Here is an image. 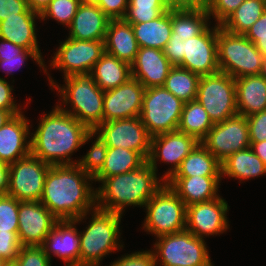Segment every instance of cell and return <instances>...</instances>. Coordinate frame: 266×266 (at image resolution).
<instances>
[{"label": "cell", "instance_id": "cell-1", "mask_svg": "<svg viewBox=\"0 0 266 266\" xmlns=\"http://www.w3.org/2000/svg\"><path fill=\"white\" fill-rule=\"evenodd\" d=\"M39 119L38 127L31 132V154L50 165H73L72 153L94 137L75 117L58 105Z\"/></svg>", "mask_w": 266, "mask_h": 266}, {"label": "cell", "instance_id": "cell-2", "mask_svg": "<svg viewBox=\"0 0 266 266\" xmlns=\"http://www.w3.org/2000/svg\"><path fill=\"white\" fill-rule=\"evenodd\" d=\"M92 181L94 178L77 164L51 165L40 202L59 221L80 218L96 208V189Z\"/></svg>", "mask_w": 266, "mask_h": 266}, {"label": "cell", "instance_id": "cell-3", "mask_svg": "<svg viewBox=\"0 0 266 266\" xmlns=\"http://www.w3.org/2000/svg\"><path fill=\"white\" fill-rule=\"evenodd\" d=\"M165 183L146 161L136 170L105 178L95 188L96 207L121 215L127 206L144 208Z\"/></svg>", "mask_w": 266, "mask_h": 266}, {"label": "cell", "instance_id": "cell-4", "mask_svg": "<svg viewBox=\"0 0 266 266\" xmlns=\"http://www.w3.org/2000/svg\"><path fill=\"white\" fill-rule=\"evenodd\" d=\"M45 66L44 73L48 76L51 90H56L62 102V105H70L68 108L57 105L68 114H71L79 122L85 125L90 131H94L103 123V96L105 91H102L92 75L75 74L64 78L63 85L56 83L48 73ZM62 86V87H61ZM63 107V108H62Z\"/></svg>", "mask_w": 266, "mask_h": 266}, {"label": "cell", "instance_id": "cell-5", "mask_svg": "<svg viewBox=\"0 0 266 266\" xmlns=\"http://www.w3.org/2000/svg\"><path fill=\"white\" fill-rule=\"evenodd\" d=\"M89 214L91 219L88 226L79 231L80 266H101L104 257L124 247L120 241L123 215L97 207Z\"/></svg>", "mask_w": 266, "mask_h": 266}, {"label": "cell", "instance_id": "cell-6", "mask_svg": "<svg viewBox=\"0 0 266 266\" xmlns=\"http://www.w3.org/2000/svg\"><path fill=\"white\" fill-rule=\"evenodd\" d=\"M217 55L221 72L239 78L259 75L263 55L244 34H235L217 24Z\"/></svg>", "mask_w": 266, "mask_h": 266}, {"label": "cell", "instance_id": "cell-7", "mask_svg": "<svg viewBox=\"0 0 266 266\" xmlns=\"http://www.w3.org/2000/svg\"><path fill=\"white\" fill-rule=\"evenodd\" d=\"M156 239L151 249L156 266H215L205 240L187 230Z\"/></svg>", "mask_w": 266, "mask_h": 266}, {"label": "cell", "instance_id": "cell-8", "mask_svg": "<svg viewBox=\"0 0 266 266\" xmlns=\"http://www.w3.org/2000/svg\"><path fill=\"white\" fill-rule=\"evenodd\" d=\"M144 207L145 232L158 238L186 230L187 206L166 183Z\"/></svg>", "mask_w": 266, "mask_h": 266}, {"label": "cell", "instance_id": "cell-9", "mask_svg": "<svg viewBox=\"0 0 266 266\" xmlns=\"http://www.w3.org/2000/svg\"><path fill=\"white\" fill-rule=\"evenodd\" d=\"M184 102L163 86L146 88L140 118L153 137L178 130Z\"/></svg>", "mask_w": 266, "mask_h": 266}, {"label": "cell", "instance_id": "cell-10", "mask_svg": "<svg viewBox=\"0 0 266 266\" xmlns=\"http://www.w3.org/2000/svg\"><path fill=\"white\" fill-rule=\"evenodd\" d=\"M196 100L213 123L237 115L235 79L221 71L201 76Z\"/></svg>", "mask_w": 266, "mask_h": 266}, {"label": "cell", "instance_id": "cell-11", "mask_svg": "<svg viewBox=\"0 0 266 266\" xmlns=\"http://www.w3.org/2000/svg\"><path fill=\"white\" fill-rule=\"evenodd\" d=\"M50 166L31 153L10 164L6 194L20 202L40 201Z\"/></svg>", "mask_w": 266, "mask_h": 266}, {"label": "cell", "instance_id": "cell-12", "mask_svg": "<svg viewBox=\"0 0 266 266\" xmlns=\"http://www.w3.org/2000/svg\"><path fill=\"white\" fill-rule=\"evenodd\" d=\"M60 41L50 67L63 72V77L89 74L105 52L104 40H76L66 37Z\"/></svg>", "mask_w": 266, "mask_h": 266}, {"label": "cell", "instance_id": "cell-13", "mask_svg": "<svg viewBox=\"0 0 266 266\" xmlns=\"http://www.w3.org/2000/svg\"><path fill=\"white\" fill-rule=\"evenodd\" d=\"M201 143L220 162L233 153L250 147L246 117L237 114L222 122L214 123Z\"/></svg>", "mask_w": 266, "mask_h": 266}, {"label": "cell", "instance_id": "cell-14", "mask_svg": "<svg viewBox=\"0 0 266 266\" xmlns=\"http://www.w3.org/2000/svg\"><path fill=\"white\" fill-rule=\"evenodd\" d=\"M94 132L111 148H126L138 152L146 161L150 154L151 136L140 116L103 122Z\"/></svg>", "mask_w": 266, "mask_h": 266}, {"label": "cell", "instance_id": "cell-15", "mask_svg": "<svg viewBox=\"0 0 266 266\" xmlns=\"http://www.w3.org/2000/svg\"><path fill=\"white\" fill-rule=\"evenodd\" d=\"M199 143L195 137L178 130L153 136L151 137L150 154L147 162L156 172H158V161H163L164 164L170 163V168L161 177L164 182H167L179 169L182 160Z\"/></svg>", "mask_w": 266, "mask_h": 266}, {"label": "cell", "instance_id": "cell-16", "mask_svg": "<svg viewBox=\"0 0 266 266\" xmlns=\"http://www.w3.org/2000/svg\"><path fill=\"white\" fill-rule=\"evenodd\" d=\"M184 58L179 67L200 76L219 72L217 55V24L209 25L201 34L182 41Z\"/></svg>", "mask_w": 266, "mask_h": 266}, {"label": "cell", "instance_id": "cell-17", "mask_svg": "<svg viewBox=\"0 0 266 266\" xmlns=\"http://www.w3.org/2000/svg\"><path fill=\"white\" fill-rule=\"evenodd\" d=\"M229 205L222 196L211 201L195 203L187 206L186 230L196 237L223 234L229 229L227 213Z\"/></svg>", "mask_w": 266, "mask_h": 266}, {"label": "cell", "instance_id": "cell-18", "mask_svg": "<svg viewBox=\"0 0 266 266\" xmlns=\"http://www.w3.org/2000/svg\"><path fill=\"white\" fill-rule=\"evenodd\" d=\"M58 221L40 201H19L18 239L21 246H42Z\"/></svg>", "mask_w": 266, "mask_h": 266}, {"label": "cell", "instance_id": "cell-19", "mask_svg": "<svg viewBox=\"0 0 266 266\" xmlns=\"http://www.w3.org/2000/svg\"><path fill=\"white\" fill-rule=\"evenodd\" d=\"M145 88L131 77L122 85L105 91L103 122L140 116Z\"/></svg>", "mask_w": 266, "mask_h": 266}, {"label": "cell", "instance_id": "cell-20", "mask_svg": "<svg viewBox=\"0 0 266 266\" xmlns=\"http://www.w3.org/2000/svg\"><path fill=\"white\" fill-rule=\"evenodd\" d=\"M89 212L75 220L58 221L42 245L50 259L52 255L65 262V266H80V235L75 225L87 219ZM78 223V224H77Z\"/></svg>", "mask_w": 266, "mask_h": 266}, {"label": "cell", "instance_id": "cell-21", "mask_svg": "<svg viewBox=\"0 0 266 266\" xmlns=\"http://www.w3.org/2000/svg\"><path fill=\"white\" fill-rule=\"evenodd\" d=\"M24 112L14 115L0 128V164L9 166L31 153L30 121Z\"/></svg>", "mask_w": 266, "mask_h": 266}, {"label": "cell", "instance_id": "cell-22", "mask_svg": "<svg viewBox=\"0 0 266 266\" xmlns=\"http://www.w3.org/2000/svg\"><path fill=\"white\" fill-rule=\"evenodd\" d=\"M130 67L131 77L137 79L146 89L163 86L173 65L163 50L140 47Z\"/></svg>", "mask_w": 266, "mask_h": 266}, {"label": "cell", "instance_id": "cell-23", "mask_svg": "<svg viewBox=\"0 0 266 266\" xmlns=\"http://www.w3.org/2000/svg\"><path fill=\"white\" fill-rule=\"evenodd\" d=\"M222 179L221 176L171 177L166 184L189 206L219 197Z\"/></svg>", "mask_w": 266, "mask_h": 266}, {"label": "cell", "instance_id": "cell-24", "mask_svg": "<svg viewBox=\"0 0 266 266\" xmlns=\"http://www.w3.org/2000/svg\"><path fill=\"white\" fill-rule=\"evenodd\" d=\"M108 18L98 5L80 4L68 26L69 38L76 40H105Z\"/></svg>", "mask_w": 266, "mask_h": 266}, {"label": "cell", "instance_id": "cell-25", "mask_svg": "<svg viewBox=\"0 0 266 266\" xmlns=\"http://www.w3.org/2000/svg\"><path fill=\"white\" fill-rule=\"evenodd\" d=\"M104 47L105 52L131 65L139 49L132 25L124 19H110Z\"/></svg>", "mask_w": 266, "mask_h": 266}, {"label": "cell", "instance_id": "cell-26", "mask_svg": "<svg viewBox=\"0 0 266 266\" xmlns=\"http://www.w3.org/2000/svg\"><path fill=\"white\" fill-rule=\"evenodd\" d=\"M235 87L239 115L248 117L266 110V79L260 74L235 78Z\"/></svg>", "mask_w": 266, "mask_h": 266}, {"label": "cell", "instance_id": "cell-27", "mask_svg": "<svg viewBox=\"0 0 266 266\" xmlns=\"http://www.w3.org/2000/svg\"><path fill=\"white\" fill-rule=\"evenodd\" d=\"M40 13H21L0 22V38L28 50H40L36 33Z\"/></svg>", "mask_w": 266, "mask_h": 266}, {"label": "cell", "instance_id": "cell-28", "mask_svg": "<svg viewBox=\"0 0 266 266\" xmlns=\"http://www.w3.org/2000/svg\"><path fill=\"white\" fill-rule=\"evenodd\" d=\"M210 16L205 5H190L171 10L172 33L170 38L182 39L201 34L210 24Z\"/></svg>", "mask_w": 266, "mask_h": 266}, {"label": "cell", "instance_id": "cell-29", "mask_svg": "<svg viewBox=\"0 0 266 266\" xmlns=\"http://www.w3.org/2000/svg\"><path fill=\"white\" fill-rule=\"evenodd\" d=\"M266 175V165L251 147L239 150L221 162V177L244 181Z\"/></svg>", "mask_w": 266, "mask_h": 266}, {"label": "cell", "instance_id": "cell-30", "mask_svg": "<svg viewBox=\"0 0 266 266\" xmlns=\"http://www.w3.org/2000/svg\"><path fill=\"white\" fill-rule=\"evenodd\" d=\"M102 91L114 89L131 78V67L115 56L104 52L90 72Z\"/></svg>", "mask_w": 266, "mask_h": 266}, {"label": "cell", "instance_id": "cell-31", "mask_svg": "<svg viewBox=\"0 0 266 266\" xmlns=\"http://www.w3.org/2000/svg\"><path fill=\"white\" fill-rule=\"evenodd\" d=\"M131 25L139 48L163 50L172 33L171 10L168 9L154 20Z\"/></svg>", "mask_w": 266, "mask_h": 266}, {"label": "cell", "instance_id": "cell-32", "mask_svg": "<svg viewBox=\"0 0 266 266\" xmlns=\"http://www.w3.org/2000/svg\"><path fill=\"white\" fill-rule=\"evenodd\" d=\"M221 176V162L200 142L183 160L172 177Z\"/></svg>", "mask_w": 266, "mask_h": 266}, {"label": "cell", "instance_id": "cell-33", "mask_svg": "<svg viewBox=\"0 0 266 266\" xmlns=\"http://www.w3.org/2000/svg\"><path fill=\"white\" fill-rule=\"evenodd\" d=\"M146 160L136 151L126 148L108 147L105 163L94 181L101 183L105 178L138 169Z\"/></svg>", "mask_w": 266, "mask_h": 266}, {"label": "cell", "instance_id": "cell-34", "mask_svg": "<svg viewBox=\"0 0 266 266\" xmlns=\"http://www.w3.org/2000/svg\"><path fill=\"white\" fill-rule=\"evenodd\" d=\"M213 125L208 113L196 99L184 103L178 131L201 142Z\"/></svg>", "mask_w": 266, "mask_h": 266}, {"label": "cell", "instance_id": "cell-35", "mask_svg": "<svg viewBox=\"0 0 266 266\" xmlns=\"http://www.w3.org/2000/svg\"><path fill=\"white\" fill-rule=\"evenodd\" d=\"M266 9L264 0H245L220 26L235 34L246 31L262 16Z\"/></svg>", "mask_w": 266, "mask_h": 266}, {"label": "cell", "instance_id": "cell-36", "mask_svg": "<svg viewBox=\"0 0 266 266\" xmlns=\"http://www.w3.org/2000/svg\"><path fill=\"white\" fill-rule=\"evenodd\" d=\"M28 58L35 61L40 69L45 71V61L42 58L41 50H28L16 44L0 38V70L13 76V71L25 65ZM18 69V70H19Z\"/></svg>", "mask_w": 266, "mask_h": 266}, {"label": "cell", "instance_id": "cell-37", "mask_svg": "<svg viewBox=\"0 0 266 266\" xmlns=\"http://www.w3.org/2000/svg\"><path fill=\"white\" fill-rule=\"evenodd\" d=\"M200 78L188 69L173 66L163 87L185 103L196 99Z\"/></svg>", "mask_w": 266, "mask_h": 266}, {"label": "cell", "instance_id": "cell-38", "mask_svg": "<svg viewBox=\"0 0 266 266\" xmlns=\"http://www.w3.org/2000/svg\"><path fill=\"white\" fill-rule=\"evenodd\" d=\"M167 10L160 0H129L123 19L130 24L143 23L160 17Z\"/></svg>", "mask_w": 266, "mask_h": 266}, {"label": "cell", "instance_id": "cell-39", "mask_svg": "<svg viewBox=\"0 0 266 266\" xmlns=\"http://www.w3.org/2000/svg\"><path fill=\"white\" fill-rule=\"evenodd\" d=\"M94 142L87 150V154L78 160L77 165L91 177H95L103 168L107 154V145L101 137L94 132Z\"/></svg>", "mask_w": 266, "mask_h": 266}, {"label": "cell", "instance_id": "cell-40", "mask_svg": "<svg viewBox=\"0 0 266 266\" xmlns=\"http://www.w3.org/2000/svg\"><path fill=\"white\" fill-rule=\"evenodd\" d=\"M80 4V0H51L40 13V21L51 18L68 27Z\"/></svg>", "mask_w": 266, "mask_h": 266}, {"label": "cell", "instance_id": "cell-41", "mask_svg": "<svg viewBox=\"0 0 266 266\" xmlns=\"http://www.w3.org/2000/svg\"><path fill=\"white\" fill-rule=\"evenodd\" d=\"M19 201L0 194V232H18Z\"/></svg>", "mask_w": 266, "mask_h": 266}, {"label": "cell", "instance_id": "cell-42", "mask_svg": "<svg viewBox=\"0 0 266 266\" xmlns=\"http://www.w3.org/2000/svg\"><path fill=\"white\" fill-rule=\"evenodd\" d=\"M51 262L42 246H22L13 263L16 266H51Z\"/></svg>", "mask_w": 266, "mask_h": 266}, {"label": "cell", "instance_id": "cell-43", "mask_svg": "<svg viewBox=\"0 0 266 266\" xmlns=\"http://www.w3.org/2000/svg\"><path fill=\"white\" fill-rule=\"evenodd\" d=\"M245 0H207L208 15L220 25L232 12H234Z\"/></svg>", "mask_w": 266, "mask_h": 266}, {"label": "cell", "instance_id": "cell-44", "mask_svg": "<svg viewBox=\"0 0 266 266\" xmlns=\"http://www.w3.org/2000/svg\"><path fill=\"white\" fill-rule=\"evenodd\" d=\"M21 247L18 232H0V259L5 263L14 262Z\"/></svg>", "mask_w": 266, "mask_h": 266}, {"label": "cell", "instance_id": "cell-45", "mask_svg": "<svg viewBox=\"0 0 266 266\" xmlns=\"http://www.w3.org/2000/svg\"><path fill=\"white\" fill-rule=\"evenodd\" d=\"M109 266H156L152 250H143L122 255Z\"/></svg>", "mask_w": 266, "mask_h": 266}, {"label": "cell", "instance_id": "cell-46", "mask_svg": "<svg viewBox=\"0 0 266 266\" xmlns=\"http://www.w3.org/2000/svg\"><path fill=\"white\" fill-rule=\"evenodd\" d=\"M245 37L254 43L263 57H266V9L262 16L246 31Z\"/></svg>", "mask_w": 266, "mask_h": 266}, {"label": "cell", "instance_id": "cell-47", "mask_svg": "<svg viewBox=\"0 0 266 266\" xmlns=\"http://www.w3.org/2000/svg\"><path fill=\"white\" fill-rule=\"evenodd\" d=\"M247 124L250 142H261L266 140V110L252 114L248 117Z\"/></svg>", "mask_w": 266, "mask_h": 266}, {"label": "cell", "instance_id": "cell-48", "mask_svg": "<svg viewBox=\"0 0 266 266\" xmlns=\"http://www.w3.org/2000/svg\"><path fill=\"white\" fill-rule=\"evenodd\" d=\"M21 13H38L28 7L26 0H0V22Z\"/></svg>", "mask_w": 266, "mask_h": 266}, {"label": "cell", "instance_id": "cell-49", "mask_svg": "<svg viewBox=\"0 0 266 266\" xmlns=\"http://www.w3.org/2000/svg\"><path fill=\"white\" fill-rule=\"evenodd\" d=\"M129 0H100L98 7L110 19H123Z\"/></svg>", "mask_w": 266, "mask_h": 266}, {"label": "cell", "instance_id": "cell-50", "mask_svg": "<svg viewBox=\"0 0 266 266\" xmlns=\"http://www.w3.org/2000/svg\"><path fill=\"white\" fill-rule=\"evenodd\" d=\"M13 85H10L7 80L0 76V110L7 111H22L21 105L14 100Z\"/></svg>", "mask_w": 266, "mask_h": 266}, {"label": "cell", "instance_id": "cell-51", "mask_svg": "<svg viewBox=\"0 0 266 266\" xmlns=\"http://www.w3.org/2000/svg\"><path fill=\"white\" fill-rule=\"evenodd\" d=\"M182 41V39L170 38L163 49L164 55L173 66H179L184 58Z\"/></svg>", "mask_w": 266, "mask_h": 266}, {"label": "cell", "instance_id": "cell-52", "mask_svg": "<svg viewBox=\"0 0 266 266\" xmlns=\"http://www.w3.org/2000/svg\"><path fill=\"white\" fill-rule=\"evenodd\" d=\"M250 147L253 150V152L266 165V140L261 142H250Z\"/></svg>", "mask_w": 266, "mask_h": 266}, {"label": "cell", "instance_id": "cell-53", "mask_svg": "<svg viewBox=\"0 0 266 266\" xmlns=\"http://www.w3.org/2000/svg\"><path fill=\"white\" fill-rule=\"evenodd\" d=\"M8 189V166L0 164V194H6Z\"/></svg>", "mask_w": 266, "mask_h": 266}, {"label": "cell", "instance_id": "cell-54", "mask_svg": "<svg viewBox=\"0 0 266 266\" xmlns=\"http://www.w3.org/2000/svg\"><path fill=\"white\" fill-rule=\"evenodd\" d=\"M160 1L169 10L182 9L190 6L185 0H160Z\"/></svg>", "mask_w": 266, "mask_h": 266}, {"label": "cell", "instance_id": "cell-55", "mask_svg": "<svg viewBox=\"0 0 266 266\" xmlns=\"http://www.w3.org/2000/svg\"><path fill=\"white\" fill-rule=\"evenodd\" d=\"M28 7L36 11L38 13H41L43 9L50 3L51 0H26Z\"/></svg>", "mask_w": 266, "mask_h": 266}, {"label": "cell", "instance_id": "cell-56", "mask_svg": "<svg viewBox=\"0 0 266 266\" xmlns=\"http://www.w3.org/2000/svg\"><path fill=\"white\" fill-rule=\"evenodd\" d=\"M22 111H7L0 110V128L9 121L14 115L19 114Z\"/></svg>", "mask_w": 266, "mask_h": 266}, {"label": "cell", "instance_id": "cell-57", "mask_svg": "<svg viewBox=\"0 0 266 266\" xmlns=\"http://www.w3.org/2000/svg\"><path fill=\"white\" fill-rule=\"evenodd\" d=\"M189 5H206L207 0H185Z\"/></svg>", "mask_w": 266, "mask_h": 266}, {"label": "cell", "instance_id": "cell-58", "mask_svg": "<svg viewBox=\"0 0 266 266\" xmlns=\"http://www.w3.org/2000/svg\"><path fill=\"white\" fill-rule=\"evenodd\" d=\"M260 75L266 79V57H263Z\"/></svg>", "mask_w": 266, "mask_h": 266}, {"label": "cell", "instance_id": "cell-59", "mask_svg": "<svg viewBox=\"0 0 266 266\" xmlns=\"http://www.w3.org/2000/svg\"><path fill=\"white\" fill-rule=\"evenodd\" d=\"M80 2L85 5H98L100 0H80Z\"/></svg>", "mask_w": 266, "mask_h": 266}, {"label": "cell", "instance_id": "cell-60", "mask_svg": "<svg viewBox=\"0 0 266 266\" xmlns=\"http://www.w3.org/2000/svg\"><path fill=\"white\" fill-rule=\"evenodd\" d=\"M3 266H16L13 262L5 263Z\"/></svg>", "mask_w": 266, "mask_h": 266}, {"label": "cell", "instance_id": "cell-61", "mask_svg": "<svg viewBox=\"0 0 266 266\" xmlns=\"http://www.w3.org/2000/svg\"><path fill=\"white\" fill-rule=\"evenodd\" d=\"M4 264L5 262L2 259H0V266H3Z\"/></svg>", "mask_w": 266, "mask_h": 266}]
</instances>
